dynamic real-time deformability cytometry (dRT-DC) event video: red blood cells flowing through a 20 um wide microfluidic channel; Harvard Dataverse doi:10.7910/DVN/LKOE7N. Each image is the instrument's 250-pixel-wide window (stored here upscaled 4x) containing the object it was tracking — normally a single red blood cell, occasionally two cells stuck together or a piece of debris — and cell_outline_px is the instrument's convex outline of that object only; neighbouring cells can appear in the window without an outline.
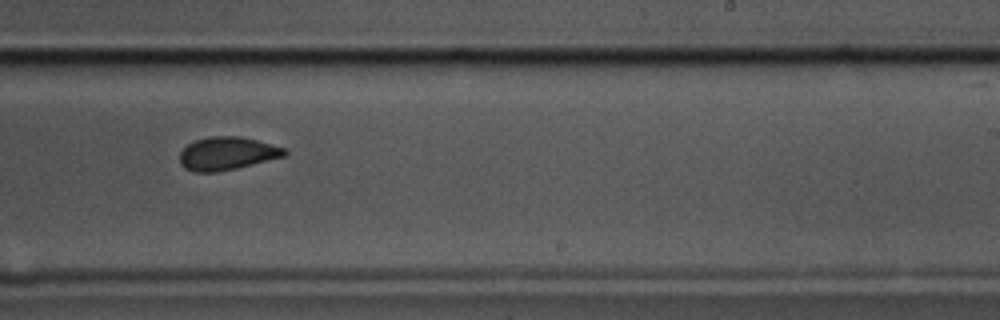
{"species": "common noctule bat (a hibernating species)", "species_latin": "Nyctalus noctula", "temperature_condition": "cold", "stored_images_in_passage": 40, "camera_frame_rate_fps": 3000, "um_per_image_px": 0.085, "animal": {"sex": "male", "body_mass_g": 17.5, "forearm_length_mm": 52.3}, "frame": {"image": 1, "passage_image": 18, "time_ms": 5.667, "image_size_px": [1000, 320], "cell_outline_px": [[288, 152], [284, 156], [236, 168], [216, 172], [192, 172], [184, 168], [180, 164], [180, 152], [188, 144], [196, 140], [208, 136], [240, 136], [256, 140], [284, 148]], "centroid_in_image_um": [19.26, 13.05], "position_along_channel_um": 269.7, "area_um2": 20.06}}